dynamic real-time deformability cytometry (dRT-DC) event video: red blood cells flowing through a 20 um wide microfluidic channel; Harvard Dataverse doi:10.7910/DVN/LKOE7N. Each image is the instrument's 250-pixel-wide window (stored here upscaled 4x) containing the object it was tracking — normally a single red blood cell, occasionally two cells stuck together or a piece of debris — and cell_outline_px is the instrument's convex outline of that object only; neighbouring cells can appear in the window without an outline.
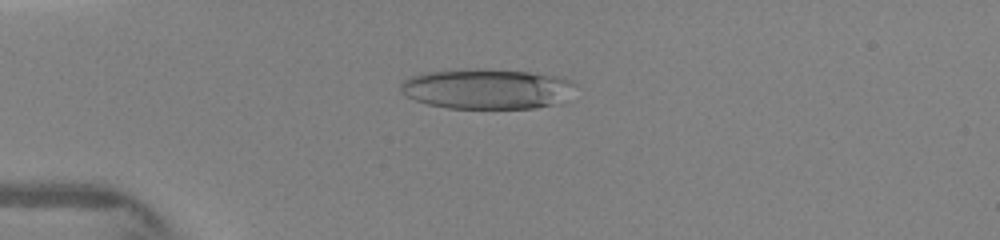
{"species": "human", "species_latin": "Homo sapiens", "temperature_condition": "warm", "stored_images_in_passage": 8, "camera_frame_rate_fps": 3000, "um_per_image_px": 0.085, "donor": {"sex": "female"}, "frame": {"image": 1, "passage_image": 6, "time_ms": 3.333, "image_size_px": [1000, 240], "cell_outline_px": [[576, 84], [552, 104], [536, 108], [448, 108], [428, 104], [416, 100], [400, 92], [400, 84], [404, 80], [420, 72], [460, 68], [484, 68], [536, 72], [556, 76], [572, 80]], "centroid_in_image_um": [41.27, 7.51], "position_along_channel_um": 43.7, "area_um2": 40.92}}